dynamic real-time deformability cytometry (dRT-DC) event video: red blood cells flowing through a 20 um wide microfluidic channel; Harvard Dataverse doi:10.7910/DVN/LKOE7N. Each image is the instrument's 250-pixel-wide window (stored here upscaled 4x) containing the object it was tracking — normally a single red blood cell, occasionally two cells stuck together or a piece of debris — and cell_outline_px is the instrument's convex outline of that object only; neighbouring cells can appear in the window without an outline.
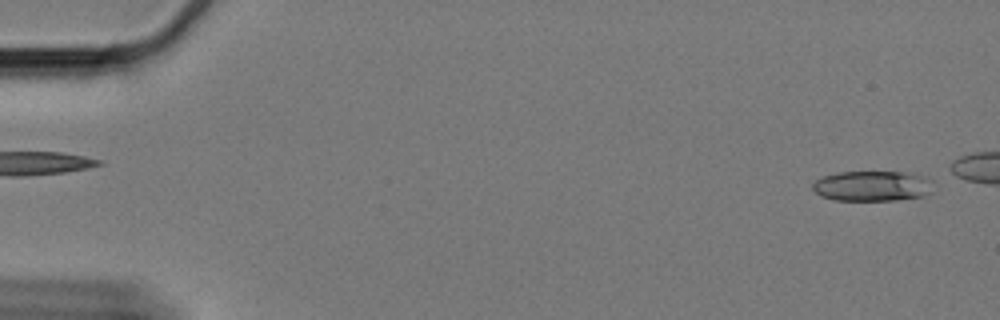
{"species": "Egyptian fruit bat (a non-hibernating species)", "species_latin": "Rousettus aegyptiacus", "temperature_condition": "cold", "stored_images_in_passage": 51, "camera_frame_rate_fps": 3000, "um_per_image_px": 0.085, "animal": {"sex": "female"}, "frame": {"image": 1, "passage_image": 1, "time_ms": 0.0, "image_size_px": [1000, 320], "cell_outline_px": [[932, 192], [924, 196], [896, 200], [832, 200], [820, 196], [812, 188], [812, 184], [816, 180], [824, 176], [836, 172], [908, 172], [924, 176], [932, 180]], "centroid_in_image_um": [74.16, 15.81], "position_along_channel_um": 10.8, "area_um2": 21.5}}
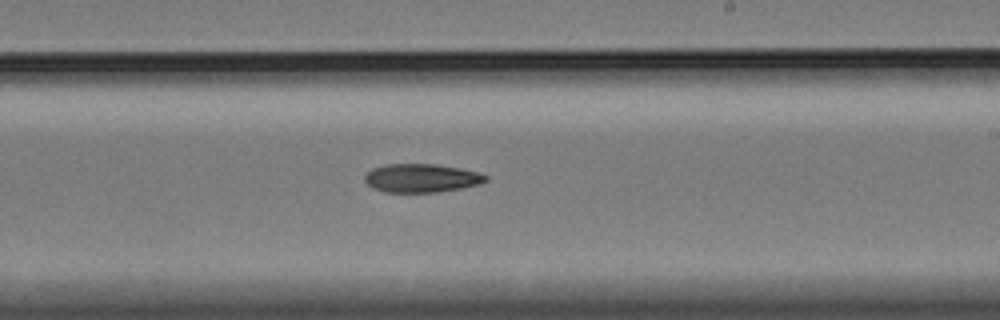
{"frame": {"image": 2, "passage_image": 35, "time_ms": 11.333, "image_size_px": [1000, 320], "cell_outline_px": [[488, 180], [480, 184], [460, 188], [436, 192], [384, 192], [372, 188], [364, 180], [364, 176], [372, 168], [388, 164], [436, 164], [460, 168], [480, 172], [488, 176]], "centroid_in_image_um": [35.83, 15.13], "position_along_channel_um": 253.2, "area_um2": 20.17}}
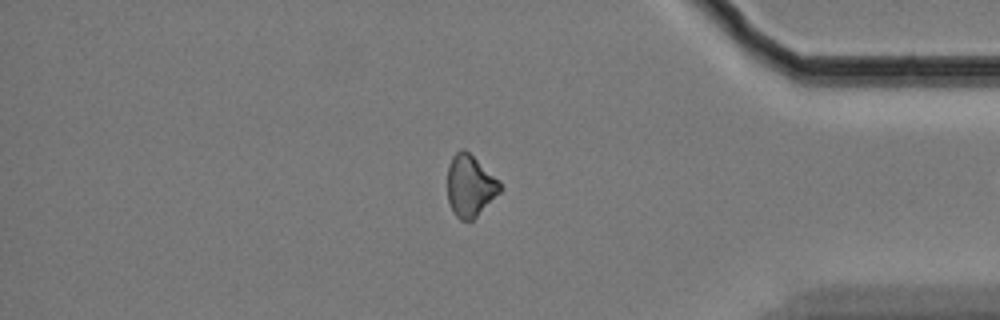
{"frame": {"image": 3, "passage_image": 50, "time_ms": 16.333, "image_size_px": [1000, 320], "cell_outline_px": [[500, 192], [472, 220], [460, 220], [452, 212], [448, 200], [448, 164], [452, 156], [460, 148], [464, 148], [500, 184]], "centroid_in_image_um": [39.89, 15.81], "position_along_channel_um": 395.3, "area_um2": 18.32}}